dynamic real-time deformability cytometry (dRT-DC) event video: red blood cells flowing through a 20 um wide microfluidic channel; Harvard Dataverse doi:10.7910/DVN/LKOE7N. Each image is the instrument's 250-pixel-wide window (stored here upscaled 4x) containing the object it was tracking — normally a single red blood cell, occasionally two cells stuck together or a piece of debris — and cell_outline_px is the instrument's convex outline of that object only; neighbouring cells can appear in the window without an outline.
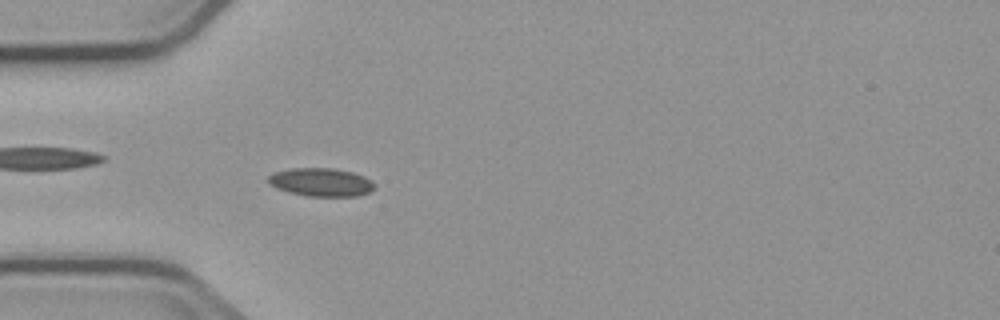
{"species": "common noctule bat (a hibernating species)", "species_latin": "Nyctalus noctula", "temperature_condition": "cold", "stored_images_in_passage": 5, "camera_frame_rate_fps": 3000, "um_per_image_px": 0.085, "animal": {"sex": "male", "body_mass_g": 23.1, "forearm_length_mm": 52.7}, "frame": {"image": 1, "passage_image": 5, "time_ms": 6.0, "image_size_px": [1000, 320], "cell_outline_px": [[376, 188], [368, 192], [356, 196], [308, 196], [288, 192], [276, 188], [268, 184], [268, 176], [276, 172], [292, 168], [332, 168], [352, 172], [364, 176], [376, 184]], "centroid_in_image_um": [27.29, 15.49], "position_along_channel_um": 57.7, "area_um2": 17.51}}